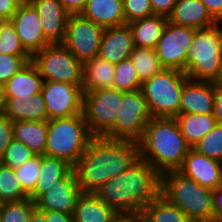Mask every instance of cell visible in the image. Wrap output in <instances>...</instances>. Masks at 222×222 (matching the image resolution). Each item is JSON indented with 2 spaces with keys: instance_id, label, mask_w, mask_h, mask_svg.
Masks as SVG:
<instances>
[{
  "instance_id": "6da1fadb",
  "label": "cell",
  "mask_w": 222,
  "mask_h": 222,
  "mask_svg": "<svg viewBox=\"0 0 222 222\" xmlns=\"http://www.w3.org/2000/svg\"><path fill=\"white\" fill-rule=\"evenodd\" d=\"M138 159L137 142L93 137L73 169L82 193H95Z\"/></svg>"
},
{
  "instance_id": "7a4b0ae2",
  "label": "cell",
  "mask_w": 222,
  "mask_h": 222,
  "mask_svg": "<svg viewBox=\"0 0 222 222\" xmlns=\"http://www.w3.org/2000/svg\"><path fill=\"white\" fill-rule=\"evenodd\" d=\"M94 194L119 215L143 213L145 207L160 194V174L139 158Z\"/></svg>"
},
{
  "instance_id": "3957f363",
  "label": "cell",
  "mask_w": 222,
  "mask_h": 222,
  "mask_svg": "<svg viewBox=\"0 0 222 222\" xmlns=\"http://www.w3.org/2000/svg\"><path fill=\"white\" fill-rule=\"evenodd\" d=\"M137 143L139 158L147 161L160 175L178 170L191 149L174 118L152 117Z\"/></svg>"
},
{
  "instance_id": "277c9868",
  "label": "cell",
  "mask_w": 222,
  "mask_h": 222,
  "mask_svg": "<svg viewBox=\"0 0 222 222\" xmlns=\"http://www.w3.org/2000/svg\"><path fill=\"white\" fill-rule=\"evenodd\" d=\"M160 195L191 221L214 222L212 189L201 186L178 170L160 175Z\"/></svg>"
},
{
  "instance_id": "5b68a950",
  "label": "cell",
  "mask_w": 222,
  "mask_h": 222,
  "mask_svg": "<svg viewBox=\"0 0 222 222\" xmlns=\"http://www.w3.org/2000/svg\"><path fill=\"white\" fill-rule=\"evenodd\" d=\"M92 138L82 113L48 120L44 155L64 159L74 166Z\"/></svg>"
},
{
  "instance_id": "8992f818",
  "label": "cell",
  "mask_w": 222,
  "mask_h": 222,
  "mask_svg": "<svg viewBox=\"0 0 222 222\" xmlns=\"http://www.w3.org/2000/svg\"><path fill=\"white\" fill-rule=\"evenodd\" d=\"M222 58L221 22L195 30L187 56L186 75L194 81H215Z\"/></svg>"
},
{
  "instance_id": "52a82bcc",
  "label": "cell",
  "mask_w": 222,
  "mask_h": 222,
  "mask_svg": "<svg viewBox=\"0 0 222 222\" xmlns=\"http://www.w3.org/2000/svg\"><path fill=\"white\" fill-rule=\"evenodd\" d=\"M188 79L183 71L164 68L142 82L151 117L174 118L179 114L181 92Z\"/></svg>"
},
{
  "instance_id": "ba28073f",
  "label": "cell",
  "mask_w": 222,
  "mask_h": 222,
  "mask_svg": "<svg viewBox=\"0 0 222 222\" xmlns=\"http://www.w3.org/2000/svg\"><path fill=\"white\" fill-rule=\"evenodd\" d=\"M43 81L83 85V63L63 44H50L31 56Z\"/></svg>"
},
{
  "instance_id": "9c48e42d",
  "label": "cell",
  "mask_w": 222,
  "mask_h": 222,
  "mask_svg": "<svg viewBox=\"0 0 222 222\" xmlns=\"http://www.w3.org/2000/svg\"><path fill=\"white\" fill-rule=\"evenodd\" d=\"M120 107L113 126L102 137L138 142L152 118L142 90L122 92Z\"/></svg>"
},
{
  "instance_id": "30bf717a",
  "label": "cell",
  "mask_w": 222,
  "mask_h": 222,
  "mask_svg": "<svg viewBox=\"0 0 222 222\" xmlns=\"http://www.w3.org/2000/svg\"><path fill=\"white\" fill-rule=\"evenodd\" d=\"M121 97L116 88L83 91L82 114L93 137H102L113 126Z\"/></svg>"
},
{
  "instance_id": "8fae6325",
  "label": "cell",
  "mask_w": 222,
  "mask_h": 222,
  "mask_svg": "<svg viewBox=\"0 0 222 222\" xmlns=\"http://www.w3.org/2000/svg\"><path fill=\"white\" fill-rule=\"evenodd\" d=\"M104 28L81 14H70L62 44L82 63L99 56Z\"/></svg>"
},
{
  "instance_id": "7c38bea8",
  "label": "cell",
  "mask_w": 222,
  "mask_h": 222,
  "mask_svg": "<svg viewBox=\"0 0 222 222\" xmlns=\"http://www.w3.org/2000/svg\"><path fill=\"white\" fill-rule=\"evenodd\" d=\"M195 30L167 22L155 47L159 61L164 68L186 71L187 56L191 50Z\"/></svg>"
},
{
  "instance_id": "4fadbf2b",
  "label": "cell",
  "mask_w": 222,
  "mask_h": 222,
  "mask_svg": "<svg viewBox=\"0 0 222 222\" xmlns=\"http://www.w3.org/2000/svg\"><path fill=\"white\" fill-rule=\"evenodd\" d=\"M41 93L46 104L47 120L82 113L83 85L43 81Z\"/></svg>"
},
{
  "instance_id": "5bb4252c",
  "label": "cell",
  "mask_w": 222,
  "mask_h": 222,
  "mask_svg": "<svg viewBox=\"0 0 222 222\" xmlns=\"http://www.w3.org/2000/svg\"><path fill=\"white\" fill-rule=\"evenodd\" d=\"M82 194L74 169L58 180L51 188L35 201V207L41 211H58L73 214L77 199Z\"/></svg>"
},
{
  "instance_id": "9a60e30c",
  "label": "cell",
  "mask_w": 222,
  "mask_h": 222,
  "mask_svg": "<svg viewBox=\"0 0 222 222\" xmlns=\"http://www.w3.org/2000/svg\"><path fill=\"white\" fill-rule=\"evenodd\" d=\"M16 29L24 49L32 56L35 52L41 51L50 43L45 39L40 17L36 9L28 2L23 1L17 12L10 19Z\"/></svg>"
},
{
  "instance_id": "2e32d148",
  "label": "cell",
  "mask_w": 222,
  "mask_h": 222,
  "mask_svg": "<svg viewBox=\"0 0 222 222\" xmlns=\"http://www.w3.org/2000/svg\"><path fill=\"white\" fill-rule=\"evenodd\" d=\"M178 171L212 190L222 185V162L200 154L193 148L187 152Z\"/></svg>"
},
{
  "instance_id": "e0dca14e",
  "label": "cell",
  "mask_w": 222,
  "mask_h": 222,
  "mask_svg": "<svg viewBox=\"0 0 222 222\" xmlns=\"http://www.w3.org/2000/svg\"><path fill=\"white\" fill-rule=\"evenodd\" d=\"M40 17L45 39L50 44H62L66 34V24L70 14L59 0H27Z\"/></svg>"
},
{
  "instance_id": "ac0fdd59",
  "label": "cell",
  "mask_w": 222,
  "mask_h": 222,
  "mask_svg": "<svg viewBox=\"0 0 222 222\" xmlns=\"http://www.w3.org/2000/svg\"><path fill=\"white\" fill-rule=\"evenodd\" d=\"M213 108V82L188 79L181 92L179 114L213 115Z\"/></svg>"
},
{
  "instance_id": "d6986e66",
  "label": "cell",
  "mask_w": 222,
  "mask_h": 222,
  "mask_svg": "<svg viewBox=\"0 0 222 222\" xmlns=\"http://www.w3.org/2000/svg\"><path fill=\"white\" fill-rule=\"evenodd\" d=\"M133 49L132 34L127 23L104 29L99 57L116 65L120 61L129 58Z\"/></svg>"
},
{
  "instance_id": "ffe728a7",
  "label": "cell",
  "mask_w": 222,
  "mask_h": 222,
  "mask_svg": "<svg viewBox=\"0 0 222 222\" xmlns=\"http://www.w3.org/2000/svg\"><path fill=\"white\" fill-rule=\"evenodd\" d=\"M167 18L169 22L193 29L216 23L201 0H178Z\"/></svg>"
},
{
  "instance_id": "44dd1931",
  "label": "cell",
  "mask_w": 222,
  "mask_h": 222,
  "mask_svg": "<svg viewBox=\"0 0 222 222\" xmlns=\"http://www.w3.org/2000/svg\"><path fill=\"white\" fill-rule=\"evenodd\" d=\"M81 15L104 29L125 24L123 0H88Z\"/></svg>"
},
{
  "instance_id": "7402d4cb",
  "label": "cell",
  "mask_w": 222,
  "mask_h": 222,
  "mask_svg": "<svg viewBox=\"0 0 222 222\" xmlns=\"http://www.w3.org/2000/svg\"><path fill=\"white\" fill-rule=\"evenodd\" d=\"M119 216L94 193H82L72 214L73 222H113Z\"/></svg>"
},
{
  "instance_id": "603a6c76",
  "label": "cell",
  "mask_w": 222,
  "mask_h": 222,
  "mask_svg": "<svg viewBox=\"0 0 222 222\" xmlns=\"http://www.w3.org/2000/svg\"><path fill=\"white\" fill-rule=\"evenodd\" d=\"M3 114L12 121H42L47 120L46 104L42 93L27 97H6Z\"/></svg>"
},
{
  "instance_id": "cb8c5ba5",
  "label": "cell",
  "mask_w": 222,
  "mask_h": 222,
  "mask_svg": "<svg viewBox=\"0 0 222 222\" xmlns=\"http://www.w3.org/2000/svg\"><path fill=\"white\" fill-rule=\"evenodd\" d=\"M167 22V17L153 15L127 23L131 30L134 46L155 49Z\"/></svg>"
},
{
  "instance_id": "d4e9b609",
  "label": "cell",
  "mask_w": 222,
  "mask_h": 222,
  "mask_svg": "<svg viewBox=\"0 0 222 222\" xmlns=\"http://www.w3.org/2000/svg\"><path fill=\"white\" fill-rule=\"evenodd\" d=\"M43 78L30 61L5 84L6 97H27L41 93Z\"/></svg>"
},
{
  "instance_id": "484cf974",
  "label": "cell",
  "mask_w": 222,
  "mask_h": 222,
  "mask_svg": "<svg viewBox=\"0 0 222 222\" xmlns=\"http://www.w3.org/2000/svg\"><path fill=\"white\" fill-rule=\"evenodd\" d=\"M115 65L97 56L83 63V91L113 88Z\"/></svg>"
},
{
  "instance_id": "4316f807",
  "label": "cell",
  "mask_w": 222,
  "mask_h": 222,
  "mask_svg": "<svg viewBox=\"0 0 222 222\" xmlns=\"http://www.w3.org/2000/svg\"><path fill=\"white\" fill-rule=\"evenodd\" d=\"M72 169L73 166L64 159L41 155L38 183L34 191L29 195V198L35 201L58 180L65 177Z\"/></svg>"
},
{
  "instance_id": "83f0119b",
  "label": "cell",
  "mask_w": 222,
  "mask_h": 222,
  "mask_svg": "<svg viewBox=\"0 0 222 222\" xmlns=\"http://www.w3.org/2000/svg\"><path fill=\"white\" fill-rule=\"evenodd\" d=\"M47 127L48 120L13 121L14 139L24 143L35 155H44Z\"/></svg>"
},
{
  "instance_id": "f1b7e54d",
  "label": "cell",
  "mask_w": 222,
  "mask_h": 222,
  "mask_svg": "<svg viewBox=\"0 0 222 222\" xmlns=\"http://www.w3.org/2000/svg\"><path fill=\"white\" fill-rule=\"evenodd\" d=\"M174 119L191 148L218 124L209 114H178Z\"/></svg>"
},
{
  "instance_id": "f546056e",
  "label": "cell",
  "mask_w": 222,
  "mask_h": 222,
  "mask_svg": "<svg viewBox=\"0 0 222 222\" xmlns=\"http://www.w3.org/2000/svg\"><path fill=\"white\" fill-rule=\"evenodd\" d=\"M143 214L152 222H192L185 213L160 194L145 207Z\"/></svg>"
},
{
  "instance_id": "4dcf8cb0",
  "label": "cell",
  "mask_w": 222,
  "mask_h": 222,
  "mask_svg": "<svg viewBox=\"0 0 222 222\" xmlns=\"http://www.w3.org/2000/svg\"><path fill=\"white\" fill-rule=\"evenodd\" d=\"M129 58L142 82L164 69L155 49L134 46Z\"/></svg>"
},
{
  "instance_id": "1f68e13d",
  "label": "cell",
  "mask_w": 222,
  "mask_h": 222,
  "mask_svg": "<svg viewBox=\"0 0 222 222\" xmlns=\"http://www.w3.org/2000/svg\"><path fill=\"white\" fill-rule=\"evenodd\" d=\"M113 88L122 92H131L141 89L142 81L130 58L124 59L115 65Z\"/></svg>"
},
{
  "instance_id": "d6a6232c",
  "label": "cell",
  "mask_w": 222,
  "mask_h": 222,
  "mask_svg": "<svg viewBox=\"0 0 222 222\" xmlns=\"http://www.w3.org/2000/svg\"><path fill=\"white\" fill-rule=\"evenodd\" d=\"M29 195L22 189L14 170L0 162V200L2 202L21 201Z\"/></svg>"
},
{
  "instance_id": "836d02e7",
  "label": "cell",
  "mask_w": 222,
  "mask_h": 222,
  "mask_svg": "<svg viewBox=\"0 0 222 222\" xmlns=\"http://www.w3.org/2000/svg\"><path fill=\"white\" fill-rule=\"evenodd\" d=\"M35 203L29 197L21 201L3 202L0 209L1 222H29Z\"/></svg>"
},
{
  "instance_id": "e575fe53",
  "label": "cell",
  "mask_w": 222,
  "mask_h": 222,
  "mask_svg": "<svg viewBox=\"0 0 222 222\" xmlns=\"http://www.w3.org/2000/svg\"><path fill=\"white\" fill-rule=\"evenodd\" d=\"M41 168V155H35L25 164L14 169L15 177L22 189L30 195L37 186L39 170Z\"/></svg>"
},
{
  "instance_id": "d590c367",
  "label": "cell",
  "mask_w": 222,
  "mask_h": 222,
  "mask_svg": "<svg viewBox=\"0 0 222 222\" xmlns=\"http://www.w3.org/2000/svg\"><path fill=\"white\" fill-rule=\"evenodd\" d=\"M0 54L30 55L22 46L10 20L0 21Z\"/></svg>"
},
{
  "instance_id": "8d00e7d4",
  "label": "cell",
  "mask_w": 222,
  "mask_h": 222,
  "mask_svg": "<svg viewBox=\"0 0 222 222\" xmlns=\"http://www.w3.org/2000/svg\"><path fill=\"white\" fill-rule=\"evenodd\" d=\"M193 149L222 162V123H218Z\"/></svg>"
},
{
  "instance_id": "74e56055",
  "label": "cell",
  "mask_w": 222,
  "mask_h": 222,
  "mask_svg": "<svg viewBox=\"0 0 222 222\" xmlns=\"http://www.w3.org/2000/svg\"><path fill=\"white\" fill-rule=\"evenodd\" d=\"M35 154L24 143L13 139L1 158L0 162L6 167L16 169L17 167L25 164L27 160H30Z\"/></svg>"
},
{
  "instance_id": "f35d334b",
  "label": "cell",
  "mask_w": 222,
  "mask_h": 222,
  "mask_svg": "<svg viewBox=\"0 0 222 222\" xmlns=\"http://www.w3.org/2000/svg\"><path fill=\"white\" fill-rule=\"evenodd\" d=\"M31 61V55L0 54V82L6 84L25 64Z\"/></svg>"
},
{
  "instance_id": "ab89813d",
  "label": "cell",
  "mask_w": 222,
  "mask_h": 222,
  "mask_svg": "<svg viewBox=\"0 0 222 222\" xmlns=\"http://www.w3.org/2000/svg\"><path fill=\"white\" fill-rule=\"evenodd\" d=\"M123 12L125 24L154 15L150 0H123Z\"/></svg>"
},
{
  "instance_id": "60d3db41",
  "label": "cell",
  "mask_w": 222,
  "mask_h": 222,
  "mask_svg": "<svg viewBox=\"0 0 222 222\" xmlns=\"http://www.w3.org/2000/svg\"><path fill=\"white\" fill-rule=\"evenodd\" d=\"M13 139V121L6 115L0 114V160Z\"/></svg>"
},
{
  "instance_id": "b9f144b4",
  "label": "cell",
  "mask_w": 222,
  "mask_h": 222,
  "mask_svg": "<svg viewBox=\"0 0 222 222\" xmlns=\"http://www.w3.org/2000/svg\"><path fill=\"white\" fill-rule=\"evenodd\" d=\"M22 2V0H0V21L10 20Z\"/></svg>"
},
{
  "instance_id": "7bdbcfd3",
  "label": "cell",
  "mask_w": 222,
  "mask_h": 222,
  "mask_svg": "<svg viewBox=\"0 0 222 222\" xmlns=\"http://www.w3.org/2000/svg\"><path fill=\"white\" fill-rule=\"evenodd\" d=\"M154 15L168 17L178 0H150Z\"/></svg>"
},
{
  "instance_id": "ee69618b",
  "label": "cell",
  "mask_w": 222,
  "mask_h": 222,
  "mask_svg": "<svg viewBox=\"0 0 222 222\" xmlns=\"http://www.w3.org/2000/svg\"><path fill=\"white\" fill-rule=\"evenodd\" d=\"M214 108L213 116L217 123H222V83L213 82Z\"/></svg>"
},
{
  "instance_id": "f6af8a7d",
  "label": "cell",
  "mask_w": 222,
  "mask_h": 222,
  "mask_svg": "<svg viewBox=\"0 0 222 222\" xmlns=\"http://www.w3.org/2000/svg\"><path fill=\"white\" fill-rule=\"evenodd\" d=\"M208 13L216 22L222 23V0H201Z\"/></svg>"
},
{
  "instance_id": "bcb514c9",
  "label": "cell",
  "mask_w": 222,
  "mask_h": 222,
  "mask_svg": "<svg viewBox=\"0 0 222 222\" xmlns=\"http://www.w3.org/2000/svg\"><path fill=\"white\" fill-rule=\"evenodd\" d=\"M214 222L222 220V185L212 190Z\"/></svg>"
},
{
  "instance_id": "7dc6e473",
  "label": "cell",
  "mask_w": 222,
  "mask_h": 222,
  "mask_svg": "<svg viewBox=\"0 0 222 222\" xmlns=\"http://www.w3.org/2000/svg\"><path fill=\"white\" fill-rule=\"evenodd\" d=\"M69 14H81L88 0H59Z\"/></svg>"
},
{
  "instance_id": "c3c4849f",
  "label": "cell",
  "mask_w": 222,
  "mask_h": 222,
  "mask_svg": "<svg viewBox=\"0 0 222 222\" xmlns=\"http://www.w3.org/2000/svg\"><path fill=\"white\" fill-rule=\"evenodd\" d=\"M46 222H73L72 214L58 211H45Z\"/></svg>"
},
{
  "instance_id": "681fc988",
  "label": "cell",
  "mask_w": 222,
  "mask_h": 222,
  "mask_svg": "<svg viewBox=\"0 0 222 222\" xmlns=\"http://www.w3.org/2000/svg\"><path fill=\"white\" fill-rule=\"evenodd\" d=\"M29 222H46L45 211H41L35 207L31 212Z\"/></svg>"
},
{
  "instance_id": "f907efd6",
  "label": "cell",
  "mask_w": 222,
  "mask_h": 222,
  "mask_svg": "<svg viewBox=\"0 0 222 222\" xmlns=\"http://www.w3.org/2000/svg\"><path fill=\"white\" fill-rule=\"evenodd\" d=\"M6 89L5 84L0 82V114H3L6 106Z\"/></svg>"
},
{
  "instance_id": "816d5d0a",
  "label": "cell",
  "mask_w": 222,
  "mask_h": 222,
  "mask_svg": "<svg viewBox=\"0 0 222 222\" xmlns=\"http://www.w3.org/2000/svg\"><path fill=\"white\" fill-rule=\"evenodd\" d=\"M130 221L131 222H152L143 213H136V214L130 215Z\"/></svg>"
},
{
  "instance_id": "f5cc1de1",
  "label": "cell",
  "mask_w": 222,
  "mask_h": 222,
  "mask_svg": "<svg viewBox=\"0 0 222 222\" xmlns=\"http://www.w3.org/2000/svg\"><path fill=\"white\" fill-rule=\"evenodd\" d=\"M113 222H131L130 215H120L115 221Z\"/></svg>"
},
{
  "instance_id": "db71d44e",
  "label": "cell",
  "mask_w": 222,
  "mask_h": 222,
  "mask_svg": "<svg viewBox=\"0 0 222 222\" xmlns=\"http://www.w3.org/2000/svg\"><path fill=\"white\" fill-rule=\"evenodd\" d=\"M213 82H220V83H222V58H221V62H220V68H219V72H218V77Z\"/></svg>"
}]
</instances>
